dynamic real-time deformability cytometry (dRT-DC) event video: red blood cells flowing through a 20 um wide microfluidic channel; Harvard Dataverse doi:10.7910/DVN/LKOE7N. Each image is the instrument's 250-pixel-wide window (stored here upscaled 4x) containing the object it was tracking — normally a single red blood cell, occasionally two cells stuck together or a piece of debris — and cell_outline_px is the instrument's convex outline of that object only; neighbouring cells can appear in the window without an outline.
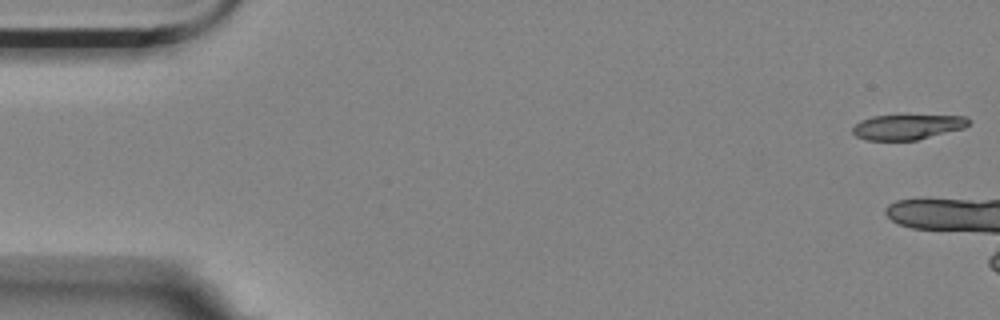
{"species": "Egyptian fruit bat (a non-hibernating species)", "species_latin": "Rousettus aegyptiacus", "temperature_condition": "room temperature", "stored_images_in_passage": 5, "camera_frame_rate_fps": 3000, "um_per_image_px": 0.085, "animal": {"sex": "female"}, "frame": {"image": 1, "passage_image": 1, "time_ms": 0.0, "image_size_px": [1000, 320], "cell_outline_px": [[972, 120], [964, 128], [916, 140], [868, 140], [856, 136], [852, 132], [852, 128], [860, 120], [872, 116], [964, 116]], "centroid_in_image_um": [77.11, 10.79], "position_along_channel_um": 7.9, "area_um2": 16.7}}